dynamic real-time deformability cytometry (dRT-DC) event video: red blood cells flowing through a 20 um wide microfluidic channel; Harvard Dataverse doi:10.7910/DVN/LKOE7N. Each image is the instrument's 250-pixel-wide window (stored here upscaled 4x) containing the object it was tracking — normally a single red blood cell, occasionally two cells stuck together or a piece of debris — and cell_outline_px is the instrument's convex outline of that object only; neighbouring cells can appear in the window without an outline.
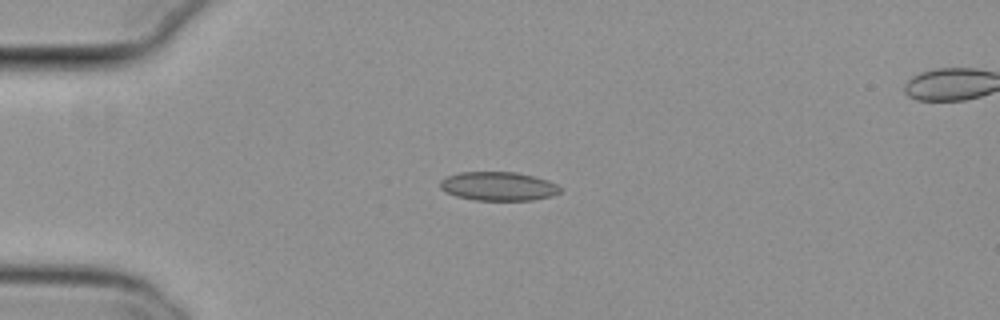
{"species": "common noctule bat (a hibernating species)", "species_latin": "Nyctalus noctula", "temperature_condition": "cold", "stored_images_in_passage": 41, "camera_frame_rate_fps": 3000, "um_per_image_px": 0.085, "animal": {"sex": "female", "body_mass_g": 29.2, "forearm_length_mm": 56.3}, "frame": {"image": 1, "passage_image": 1, "time_ms": 0.0, "image_size_px": [1000, 320], "cell_outline_px": [[560, 192], [552, 196], [532, 200], [476, 200], [456, 196], [444, 192], [440, 188], [440, 180], [444, 176], [460, 172], [516, 172], [548, 180], [556, 184], [560, 188]], "centroid_in_image_um": [42.31, 15.83], "position_along_channel_um": 42.7, "area_um2": 20.23}}
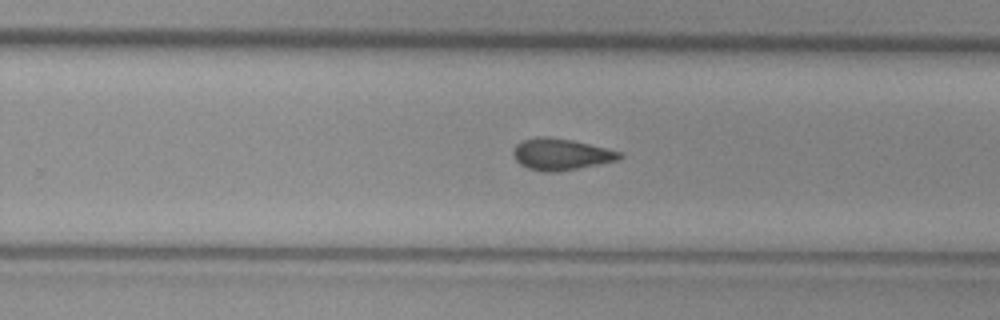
{"frame": {"image": 2, "passage_image": 22, "time_ms": 7.0, "image_size_px": [1000, 320], "cell_outline_px": [[624, 156], [620, 160], [576, 168], [552, 172], [544, 172], [528, 168], [520, 164], [512, 156], [512, 152], [516, 144], [524, 140], [536, 136], [548, 136], [572, 140], [624, 152]], "centroid_in_image_um": [47.69, 13.1], "position_along_channel_um": 282.1, "area_um2": 19.59}}
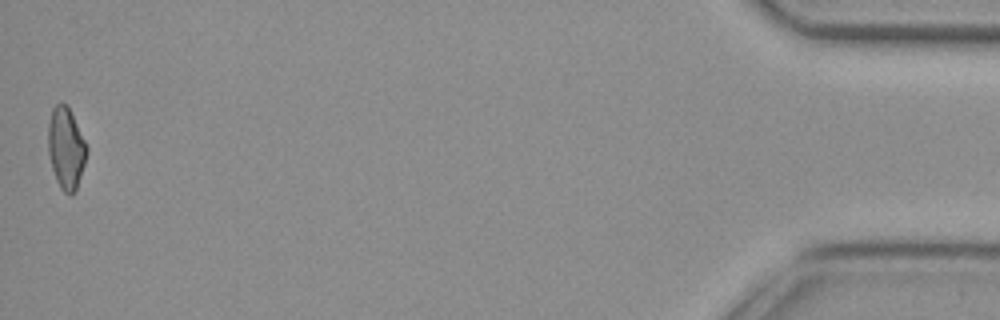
{"frame": {"image": 3, "passage_image": 41, "time_ms": 13.333, "image_size_px": [1000, 320], "cell_outline_px": [[88, 152], [76, 192], [72, 196], [68, 196], [60, 188], [56, 180], [52, 168], [48, 152], [48, 124], [52, 108], [60, 100], [68, 104], [88, 148]], "centroid_in_image_um": [5.61, 12.59], "position_along_channel_um": 429.6, "area_um2": 18.79}, "authors_computed_cell_mechanics": {"area_um2": 19.0162, "velocity_mm_per_s": 3.8308, "shape_relaxation_time_tau1_ms": null, "shape_relaxation_time_tau2_ms": 3.6516, "deformation_change_tau1": null, "deformation_change_tau2": 0.0812}}